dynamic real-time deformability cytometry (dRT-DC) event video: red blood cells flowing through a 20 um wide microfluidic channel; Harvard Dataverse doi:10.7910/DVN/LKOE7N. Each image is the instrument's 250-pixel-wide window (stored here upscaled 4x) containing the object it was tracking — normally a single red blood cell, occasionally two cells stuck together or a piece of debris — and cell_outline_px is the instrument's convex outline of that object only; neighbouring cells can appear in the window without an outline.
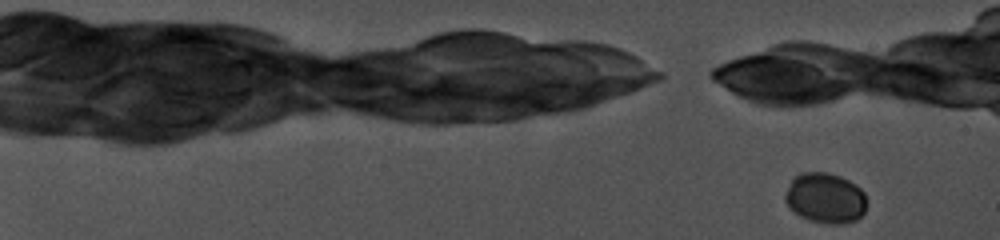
{"species": "common noctule bat (a hibernating species)", "species_latin": "Nyctalus noctula", "temperature_condition": "cold", "stored_images_in_passage": 7, "camera_frame_rate_fps": 5000, "um_per_image_px": 0.085, "animal": {"sex": "female", "body_mass_g": 19.0, "forearm_length_mm": 56.7}, "frame": {"image": 1, "passage_image": 1, "time_ms": 0.0, "image_size_px": [1000, 240], "cell_outline_px": [[864, 212], [856, 220], [844, 224], [828, 224], [808, 220], [800, 216], [788, 208], [784, 200], [784, 196], [792, 176], [800, 172], [828, 172], [840, 176], [856, 184], [864, 192]], "centroid_in_image_um": [70.1, 16.83], "position_along_channel_um": 14.9, "area_um2": 24.22}}